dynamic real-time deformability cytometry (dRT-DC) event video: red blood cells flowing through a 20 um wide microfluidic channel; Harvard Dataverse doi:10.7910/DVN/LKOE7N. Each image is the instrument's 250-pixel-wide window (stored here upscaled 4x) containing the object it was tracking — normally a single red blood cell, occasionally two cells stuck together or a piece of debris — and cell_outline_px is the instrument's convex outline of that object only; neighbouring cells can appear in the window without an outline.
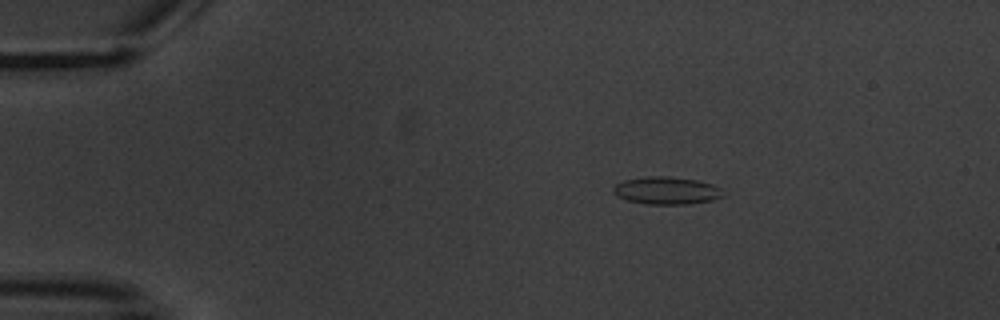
{"species": "common noctule bat (a hibernating species)", "species_latin": "Nyctalus noctula", "temperature_condition": "warm", "stored_images_in_passage": 5, "segment_of_instrument_passage": [1, 2], "camera_frame_rate_fps": 3000, "um_per_image_px": 0.085, "animal": {"sex": "male", "body_mass_g": 20.1, "forearm_length_mm": 53.5}, "frame": {"image": 1, "passage_image": 2, "time_ms": 1.0, "image_size_px": [1000, 320], "cell_outline_px": [[724, 196], [712, 200], [688, 204], [644, 204], [628, 200], [616, 196], [612, 192], [612, 188], [616, 184], [624, 180], [648, 176], [668, 176], [696, 180], [712, 184], [720, 188]], "centroid_in_image_um": [56.63, 16.2], "position_along_channel_um": 28.4, "area_um2": 17.63}}